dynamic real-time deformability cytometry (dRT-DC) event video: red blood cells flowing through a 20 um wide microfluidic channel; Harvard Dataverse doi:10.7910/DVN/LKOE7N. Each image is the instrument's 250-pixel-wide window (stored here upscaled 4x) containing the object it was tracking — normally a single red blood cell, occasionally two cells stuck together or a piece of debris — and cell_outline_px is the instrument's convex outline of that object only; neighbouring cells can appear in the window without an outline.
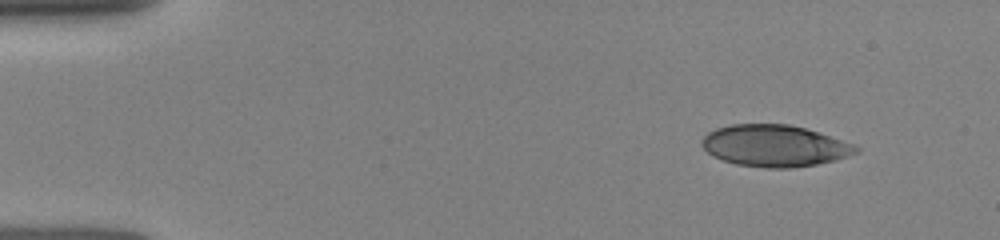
{"species": "human", "species_latin": "Homo sapiens", "temperature_condition": "room temperature", "stored_images_in_passage": 27, "camera_frame_rate_fps": 3000, "um_per_image_px": 0.085, "donor": {"sex": "female"}, "frame": {"image": 1, "passage_image": 2, "time_ms": 1.0, "image_size_px": [1000, 240], "cell_outline_px": [[860, 152], [836, 160], [816, 164], [788, 168], [764, 168], [736, 164], [712, 156], [700, 144], [700, 140], [708, 132], [716, 128], [732, 124], [788, 124], [804, 128], [852, 144], [860, 148]], "centroid_in_image_um": [65.8, 12.4], "position_along_channel_um": 19.2, "area_um2": 37.22}}
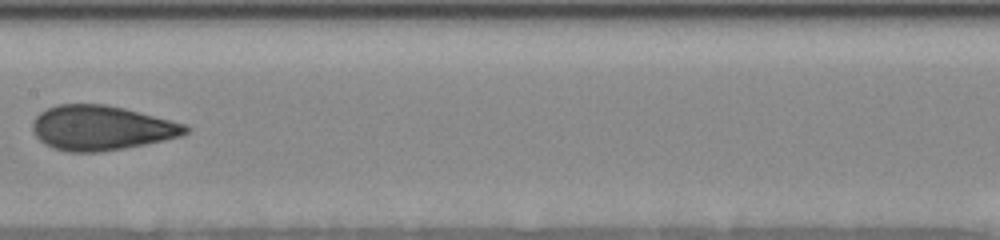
{"frame": {"image": 2, "passage_image": 12, "time_ms": 7.667, "image_size_px": [1000, 240], "cell_outline_px": [[192, 128], [188, 132], [180, 136], [144, 144], [124, 148], [100, 152], [68, 152], [52, 148], [44, 144], [32, 132], [32, 120], [40, 112], [56, 104], [104, 104], [124, 108], [184, 124]], "centroid_in_image_um": [8.56, 10.87], "position_along_channel_um": 198.8, "area_um2": 39.77}}
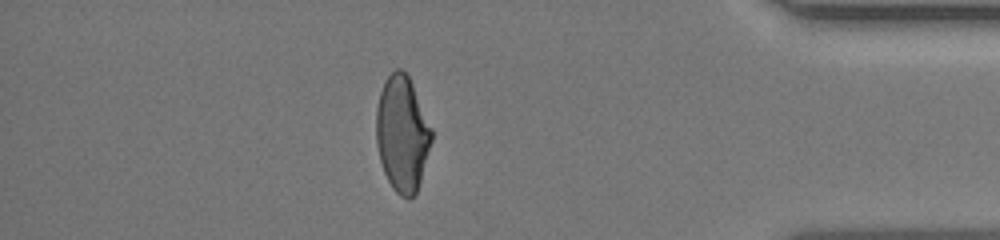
{"frame": {"image": 3, "passage_image": 22, "time_ms": 13.333, "image_size_px": [1000, 240], "cell_outline_px": [[432, 140], [416, 196], [408, 200], [400, 196], [392, 188], [384, 172], [380, 160], [376, 144], [376, 108], [380, 92], [388, 76], [396, 68], [400, 68], [408, 76], [412, 84], [432, 128]], "centroid_in_image_um": [34.19, 11.42], "position_along_channel_um": 401.0, "area_um2": 37.34}}